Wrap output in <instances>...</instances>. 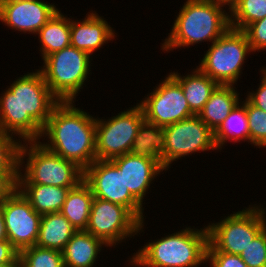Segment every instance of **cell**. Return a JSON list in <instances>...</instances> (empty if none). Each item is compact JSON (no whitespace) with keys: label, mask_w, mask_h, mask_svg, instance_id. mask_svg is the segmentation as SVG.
I'll use <instances>...</instances> for the list:
<instances>
[{"label":"cell","mask_w":266,"mask_h":267,"mask_svg":"<svg viewBox=\"0 0 266 267\" xmlns=\"http://www.w3.org/2000/svg\"><path fill=\"white\" fill-rule=\"evenodd\" d=\"M21 76L1 93L0 131L17 136L20 141H36L60 101L51 93L39 69Z\"/></svg>","instance_id":"obj_1"},{"label":"cell","mask_w":266,"mask_h":267,"mask_svg":"<svg viewBox=\"0 0 266 267\" xmlns=\"http://www.w3.org/2000/svg\"><path fill=\"white\" fill-rule=\"evenodd\" d=\"M95 137L96 117L76 108L75 101H66L52 109L38 141L85 170L96 160ZM45 138L47 142L40 141Z\"/></svg>","instance_id":"obj_2"},{"label":"cell","mask_w":266,"mask_h":267,"mask_svg":"<svg viewBox=\"0 0 266 267\" xmlns=\"http://www.w3.org/2000/svg\"><path fill=\"white\" fill-rule=\"evenodd\" d=\"M207 246V226H189L147 242L128 260L135 267H199L206 263Z\"/></svg>","instance_id":"obj_3"},{"label":"cell","mask_w":266,"mask_h":267,"mask_svg":"<svg viewBox=\"0 0 266 267\" xmlns=\"http://www.w3.org/2000/svg\"><path fill=\"white\" fill-rule=\"evenodd\" d=\"M180 9L170 33L161 44L163 52L204 41L213 43L231 27L229 12L215 0H187Z\"/></svg>","instance_id":"obj_4"},{"label":"cell","mask_w":266,"mask_h":267,"mask_svg":"<svg viewBox=\"0 0 266 267\" xmlns=\"http://www.w3.org/2000/svg\"><path fill=\"white\" fill-rule=\"evenodd\" d=\"M96 160H112L151 143L141 106L137 103L107 120L96 118Z\"/></svg>","instance_id":"obj_5"},{"label":"cell","mask_w":266,"mask_h":267,"mask_svg":"<svg viewBox=\"0 0 266 267\" xmlns=\"http://www.w3.org/2000/svg\"><path fill=\"white\" fill-rule=\"evenodd\" d=\"M83 179L84 170L76 163L48 150L38 140L21 141L17 184L74 188Z\"/></svg>","instance_id":"obj_6"},{"label":"cell","mask_w":266,"mask_h":267,"mask_svg":"<svg viewBox=\"0 0 266 267\" xmlns=\"http://www.w3.org/2000/svg\"><path fill=\"white\" fill-rule=\"evenodd\" d=\"M162 166L168 170L171 163L194 152L217 150L214 131L198 115L173 123L151 137Z\"/></svg>","instance_id":"obj_7"},{"label":"cell","mask_w":266,"mask_h":267,"mask_svg":"<svg viewBox=\"0 0 266 267\" xmlns=\"http://www.w3.org/2000/svg\"><path fill=\"white\" fill-rule=\"evenodd\" d=\"M39 67L51 93L60 101L76 102L92 67V56L73 46L51 53ZM91 66V67H90Z\"/></svg>","instance_id":"obj_8"},{"label":"cell","mask_w":266,"mask_h":267,"mask_svg":"<svg viewBox=\"0 0 266 267\" xmlns=\"http://www.w3.org/2000/svg\"><path fill=\"white\" fill-rule=\"evenodd\" d=\"M250 53L245 33L230 27L210 45L197 68L218 85H235Z\"/></svg>","instance_id":"obj_9"},{"label":"cell","mask_w":266,"mask_h":267,"mask_svg":"<svg viewBox=\"0 0 266 267\" xmlns=\"http://www.w3.org/2000/svg\"><path fill=\"white\" fill-rule=\"evenodd\" d=\"M259 205H249L219 222L209 223L208 242L217 251L240 255L266 227V207Z\"/></svg>","instance_id":"obj_10"},{"label":"cell","mask_w":266,"mask_h":267,"mask_svg":"<svg viewBox=\"0 0 266 267\" xmlns=\"http://www.w3.org/2000/svg\"><path fill=\"white\" fill-rule=\"evenodd\" d=\"M155 87L138 103L151 137L166 126L194 116L181 85L170 74Z\"/></svg>","instance_id":"obj_11"},{"label":"cell","mask_w":266,"mask_h":267,"mask_svg":"<svg viewBox=\"0 0 266 267\" xmlns=\"http://www.w3.org/2000/svg\"><path fill=\"white\" fill-rule=\"evenodd\" d=\"M144 224L128 208L94 197L85 231L111 248L140 235Z\"/></svg>","instance_id":"obj_12"},{"label":"cell","mask_w":266,"mask_h":267,"mask_svg":"<svg viewBox=\"0 0 266 267\" xmlns=\"http://www.w3.org/2000/svg\"><path fill=\"white\" fill-rule=\"evenodd\" d=\"M83 180L95 198L120 204L144 220L143 205L129 192L123 173L112 160H95L84 170Z\"/></svg>","instance_id":"obj_13"},{"label":"cell","mask_w":266,"mask_h":267,"mask_svg":"<svg viewBox=\"0 0 266 267\" xmlns=\"http://www.w3.org/2000/svg\"><path fill=\"white\" fill-rule=\"evenodd\" d=\"M7 240L20 253L36 244L42 215L15 187L1 201Z\"/></svg>","instance_id":"obj_14"},{"label":"cell","mask_w":266,"mask_h":267,"mask_svg":"<svg viewBox=\"0 0 266 267\" xmlns=\"http://www.w3.org/2000/svg\"><path fill=\"white\" fill-rule=\"evenodd\" d=\"M123 173L125 186L143 205V199L160 173L166 171L162 166L152 142L139 150L112 159Z\"/></svg>","instance_id":"obj_15"},{"label":"cell","mask_w":266,"mask_h":267,"mask_svg":"<svg viewBox=\"0 0 266 267\" xmlns=\"http://www.w3.org/2000/svg\"><path fill=\"white\" fill-rule=\"evenodd\" d=\"M58 10L54 4L44 0H21L0 4V21L9 29L37 34Z\"/></svg>","instance_id":"obj_16"},{"label":"cell","mask_w":266,"mask_h":267,"mask_svg":"<svg viewBox=\"0 0 266 267\" xmlns=\"http://www.w3.org/2000/svg\"><path fill=\"white\" fill-rule=\"evenodd\" d=\"M102 17L92 10L82 21L70 18V45L93 55L108 41H113L117 37L115 30Z\"/></svg>","instance_id":"obj_17"},{"label":"cell","mask_w":266,"mask_h":267,"mask_svg":"<svg viewBox=\"0 0 266 267\" xmlns=\"http://www.w3.org/2000/svg\"><path fill=\"white\" fill-rule=\"evenodd\" d=\"M108 247L85 230L76 231L61 251L65 267H94L101 250Z\"/></svg>","instance_id":"obj_18"},{"label":"cell","mask_w":266,"mask_h":267,"mask_svg":"<svg viewBox=\"0 0 266 267\" xmlns=\"http://www.w3.org/2000/svg\"><path fill=\"white\" fill-rule=\"evenodd\" d=\"M239 101V93L234 85H218L198 116L215 132Z\"/></svg>","instance_id":"obj_19"},{"label":"cell","mask_w":266,"mask_h":267,"mask_svg":"<svg viewBox=\"0 0 266 267\" xmlns=\"http://www.w3.org/2000/svg\"><path fill=\"white\" fill-rule=\"evenodd\" d=\"M169 74L181 85L190 110L194 115H198L203 110L211 93L218 86L213 79L201 72L197 67L185 76L175 71Z\"/></svg>","instance_id":"obj_20"},{"label":"cell","mask_w":266,"mask_h":267,"mask_svg":"<svg viewBox=\"0 0 266 267\" xmlns=\"http://www.w3.org/2000/svg\"><path fill=\"white\" fill-rule=\"evenodd\" d=\"M16 188L41 215L60 212L71 189L41 184H16Z\"/></svg>","instance_id":"obj_21"},{"label":"cell","mask_w":266,"mask_h":267,"mask_svg":"<svg viewBox=\"0 0 266 267\" xmlns=\"http://www.w3.org/2000/svg\"><path fill=\"white\" fill-rule=\"evenodd\" d=\"M75 232V228L60 212L44 214L35 245L62 251Z\"/></svg>","instance_id":"obj_22"},{"label":"cell","mask_w":266,"mask_h":267,"mask_svg":"<svg viewBox=\"0 0 266 267\" xmlns=\"http://www.w3.org/2000/svg\"><path fill=\"white\" fill-rule=\"evenodd\" d=\"M93 198L92 191L84 180L69 190L60 213L76 231L86 230Z\"/></svg>","instance_id":"obj_23"},{"label":"cell","mask_w":266,"mask_h":267,"mask_svg":"<svg viewBox=\"0 0 266 267\" xmlns=\"http://www.w3.org/2000/svg\"><path fill=\"white\" fill-rule=\"evenodd\" d=\"M36 35L41 43L39 51L43 60L51 53L70 46V18L59 9Z\"/></svg>","instance_id":"obj_24"},{"label":"cell","mask_w":266,"mask_h":267,"mask_svg":"<svg viewBox=\"0 0 266 267\" xmlns=\"http://www.w3.org/2000/svg\"><path fill=\"white\" fill-rule=\"evenodd\" d=\"M217 149L222 150L228 141L249 142L248 118L246 114V99L240 101L230 112L223 123L214 132Z\"/></svg>","instance_id":"obj_25"},{"label":"cell","mask_w":266,"mask_h":267,"mask_svg":"<svg viewBox=\"0 0 266 267\" xmlns=\"http://www.w3.org/2000/svg\"><path fill=\"white\" fill-rule=\"evenodd\" d=\"M229 14L231 28L243 30L266 17V0H241Z\"/></svg>","instance_id":"obj_26"},{"label":"cell","mask_w":266,"mask_h":267,"mask_svg":"<svg viewBox=\"0 0 266 267\" xmlns=\"http://www.w3.org/2000/svg\"><path fill=\"white\" fill-rule=\"evenodd\" d=\"M19 267H65L62 252L37 245L19 253Z\"/></svg>","instance_id":"obj_27"},{"label":"cell","mask_w":266,"mask_h":267,"mask_svg":"<svg viewBox=\"0 0 266 267\" xmlns=\"http://www.w3.org/2000/svg\"><path fill=\"white\" fill-rule=\"evenodd\" d=\"M20 145L16 136L0 131V174H19Z\"/></svg>","instance_id":"obj_28"},{"label":"cell","mask_w":266,"mask_h":267,"mask_svg":"<svg viewBox=\"0 0 266 267\" xmlns=\"http://www.w3.org/2000/svg\"><path fill=\"white\" fill-rule=\"evenodd\" d=\"M246 114L250 145L253 144L259 149L266 148V112L252 105L246 99Z\"/></svg>","instance_id":"obj_29"},{"label":"cell","mask_w":266,"mask_h":267,"mask_svg":"<svg viewBox=\"0 0 266 267\" xmlns=\"http://www.w3.org/2000/svg\"><path fill=\"white\" fill-rule=\"evenodd\" d=\"M248 267H266V227L240 254Z\"/></svg>","instance_id":"obj_30"},{"label":"cell","mask_w":266,"mask_h":267,"mask_svg":"<svg viewBox=\"0 0 266 267\" xmlns=\"http://www.w3.org/2000/svg\"><path fill=\"white\" fill-rule=\"evenodd\" d=\"M253 52L266 50V17L252 22L242 30Z\"/></svg>","instance_id":"obj_31"},{"label":"cell","mask_w":266,"mask_h":267,"mask_svg":"<svg viewBox=\"0 0 266 267\" xmlns=\"http://www.w3.org/2000/svg\"><path fill=\"white\" fill-rule=\"evenodd\" d=\"M210 267H248L240 255L227 254L217 251L209 242L206 252V264Z\"/></svg>","instance_id":"obj_32"},{"label":"cell","mask_w":266,"mask_h":267,"mask_svg":"<svg viewBox=\"0 0 266 267\" xmlns=\"http://www.w3.org/2000/svg\"><path fill=\"white\" fill-rule=\"evenodd\" d=\"M262 79L260 78V85L256 91L247 92L246 99L254 106L266 112V67L260 70Z\"/></svg>","instance_id":"obj_33"},{"label":"cell","mask_w":266,"mask_h":267,"mask_svg":"<svg viewBox=\"0 0 266 267\" xmlns=\"http://www.w3.org/2000/svg\"><path fill=\"white\" fill-rule=\"evenodd\" d=\"M0 264H19V252L8 240L0 241Z\"/></svg>","instance_id":"obj_34"},{"label":"cell","mask_w":266,"mask_h":267,"mask_svg":"<svg viewBox=\"0 0 266 267\" xmlns=\"http://www.w3.org/2000/svg\"><path fill=\"white\" fill-rule=\"evenodd\" d=\"M17 178L18 174H0V201L16 187Z\"/></svg>","instance_id":"obj_35"},{"label":"cell","mask_w":266,"mask_h":267,"mask_svg":"<svg viewBox=\"0 0 266 267\" xmlns=\"http://www.w3.org/2000/svg\"><path fill=\"white\" fill-rule=\"evenodd\" d=\"M220 6H222L223 8L226 6L228 8V12L230 13L235 7L236 5L241 1V0H215Z\"/></svg>","instance_id":"obj_36"},{"label":"cell","mask_w":266,"mask_h":267,"mask_svg":"<svg viewBox=\"0 0 266 267\" xmlns=\"http://www.w3.org/2000/svg\"><path fill=\"white\" fill-rule=\"evenodd\" d=\"M1 240H7L6 237V229H5V223H4V215L0 203V241Z\"/></svg>","instance_id":"obj_37"},{"label":"cell","mask_w":266,"mask_h":267,"mask_svg":"<svg viewBox=\"0 0 266 267\" xmlns=\"http://www.w3.org/2000/svg\"><path fill=\"white\" fill-rule=\"evenodd\" d=\"M21 0H0V4H6V3H14L19 2Z\"/></svg>","instance_id":"obj_38"},{"label":"cell","mask_w":266,"mask_h":267,"mask_svg":"<svg viewBox=\"0 0 266 267\" xmlns=\"http://www.w3.org/2000/svg\"><path fill=\"white\" fill-rule=\"evenodd\" d=\"M0 267H19V264H0Z\"/></svg>","instance_id":"obj_39"}]
</instances>
